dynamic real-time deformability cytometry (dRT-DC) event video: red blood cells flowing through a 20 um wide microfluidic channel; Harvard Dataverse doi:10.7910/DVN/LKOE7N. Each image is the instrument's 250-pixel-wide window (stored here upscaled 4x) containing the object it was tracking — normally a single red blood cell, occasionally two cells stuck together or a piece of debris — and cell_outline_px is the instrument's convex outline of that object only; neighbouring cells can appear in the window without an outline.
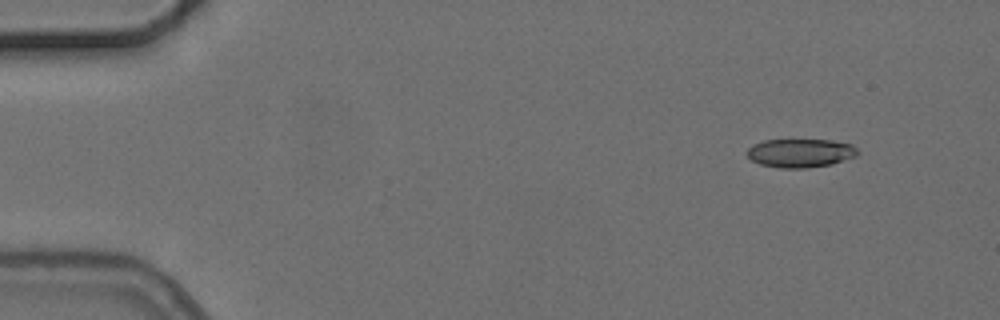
{"species": "common noctule bat (a hibernating species)", "species_latin": "Nyctalus noctula", "temperature_condition": "cold", "stored_images_in_passage": 4, "camera_frame_rate_fps": 3000, "um_per_image_px": 0.085, "animal": {"sex": "female", "body_mass_g": 24.6, "forearm_length_mm": 56.2}, "frame": {"image": 1, "passage_image": 1, "time_ms": 0.0, "image_size_px": [1000, 320], "cell_outline_px": [[860, 152], [856, 156], [832, 164], [808, 168], [780, 168], [760, 164], [752, 160], [748, 156], [748, 148], [752, 144], [764, 140], [832, 140], [852, 144]], "centroid_in_image_um": [68.05, 13.01], "position_along_channel_um": 16.9, "area_um2": 18.5}}
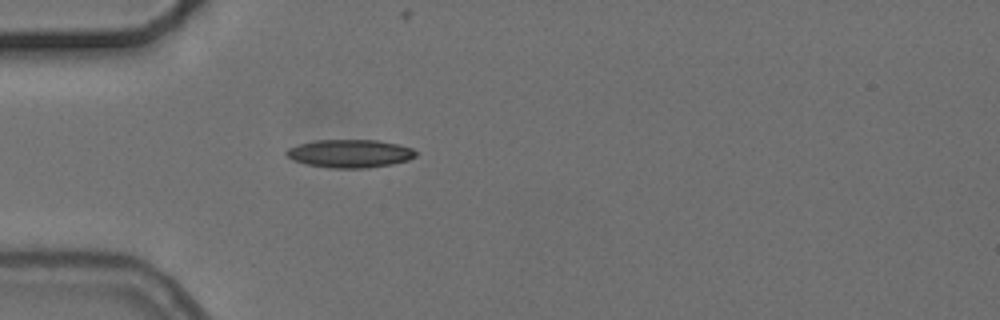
{"frame": {"image": 2, "passage_image": 4, "time_ms": 3.667, "image_size_px": [1000, 320], "cell_outline_px": [[416, 156], [408, 160], [392, 164], [368, 168], [328, 168], [308, 164], [292, 160], [284, 152], [288, 148], [300, 144], [316, 140], [376, 140], [400, 144], [412, 148], [416, 152]], "centroid_in_image_um": [29.76, 13.05], "position_along_channel_um": 55.2, "area_um2": 21.21}}